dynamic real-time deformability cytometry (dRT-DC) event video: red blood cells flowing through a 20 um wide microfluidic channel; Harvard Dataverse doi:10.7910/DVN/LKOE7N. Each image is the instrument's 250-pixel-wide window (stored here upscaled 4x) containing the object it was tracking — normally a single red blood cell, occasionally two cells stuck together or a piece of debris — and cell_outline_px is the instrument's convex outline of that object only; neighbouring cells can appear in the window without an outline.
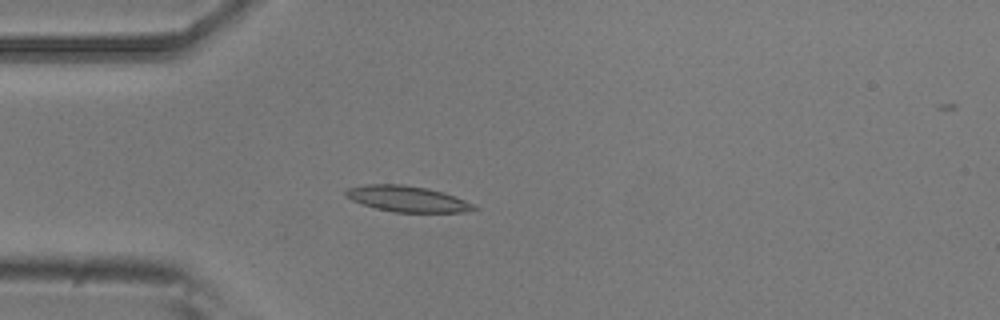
{"species": "common noctule bat (a hibernating species)", "species_latin": "Nyctalus noctula", "temperature_condition": "room temperature", "stored_images_in_passage": 4, "camera_frame_rate_fps": 3000, "um_per_image_px": 0.085, "animal": {"sex": "male", "body_mass_g": 20.5, "forearm_length_mm": 52.5}, "frame": {"image": 1, "passage_image": 4, "time_ms": 1.0, "image_size_px": [1000, 320], "cell_outline_px": [[480, 208], [464, 212], [396, 212], [376, 208], [352, 200], [344, 196], [344, 192], [348, 188], [364, 184], [404, 184], [428, 188], [444, 192], [464, 200]], "centroid_in_image_um": [34.6, 16.89], "position_along_channel_um": 50.4, "area_um2": 19.31}}